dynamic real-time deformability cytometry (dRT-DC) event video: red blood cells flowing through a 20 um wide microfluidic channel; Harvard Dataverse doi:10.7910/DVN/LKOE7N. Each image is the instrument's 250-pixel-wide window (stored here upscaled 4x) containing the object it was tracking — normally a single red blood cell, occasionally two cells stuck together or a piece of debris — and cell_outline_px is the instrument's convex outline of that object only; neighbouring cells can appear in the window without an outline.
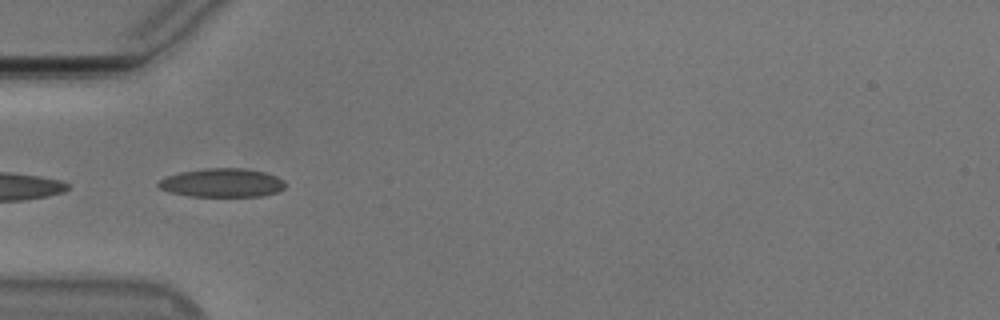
{"species": "Egyptian fruit bat (a non-hibernating species)", "species_latin": "Rousettus aegyptiacus", "temperature_condition": "cold", "stored_images_in_passage": 25, "camera_frame_rate_fps": 3000, "um_per_image_px": 0.085, "animal": {"sex": "male"}, "frame": {"image": 1, "passage_image": 18, "time_ms": 5.667, "image_size_px": [1000, 320], "cell_outline_px": [[284, 188], [276, 192], [260, 196], [188, 196], [168, 192], [160, 188], [156, 184], [160, 180], [168, 176], [180, 172], [204, 168], [244, 168], [264, 172], [276, 176], [284, 180]], "centroid_in_image_um": [18.86, 15.53], "position_along_channel_um": 66.1, "area_um2": 21.15}}